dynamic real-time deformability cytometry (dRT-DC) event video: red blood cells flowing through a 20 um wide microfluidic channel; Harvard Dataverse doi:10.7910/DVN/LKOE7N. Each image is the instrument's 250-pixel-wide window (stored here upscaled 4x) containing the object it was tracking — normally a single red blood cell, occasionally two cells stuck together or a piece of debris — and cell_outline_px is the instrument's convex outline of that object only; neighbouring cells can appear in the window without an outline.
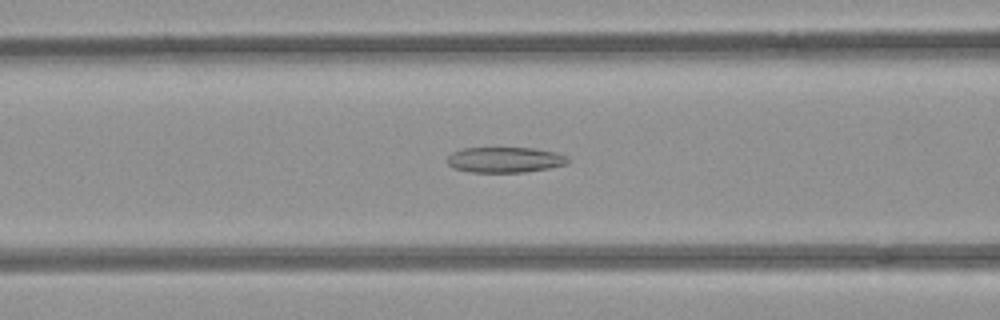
{"species": "common noctule bat (a hibernating species)", "species_latin": "Nyctalus noctula", "temperature_condition": "room temperature", "stored_images_in_passage": 52, "camera_frame_rate_fps": 3000, "um_per_image_px": 0.085, "animal": {"sex": "female", "body_mass_g": 21.9}, "frame": {"image": 1, "passage_image": 21, "time_ms": 6.667, "image_size_px": [1000, 320], "cell_outline_px": [[568, 164], [548, 168], [524, 172], [468, 172], [452, 168], [448, 164], [448, 156], [452, 152], [464, 148], [536, 148], [556, 152], [568, 156]], "centroid_in_image_um": [42.92, 13.58], "position_along_channel_um": 123.7, "area_um2": 18.03}}
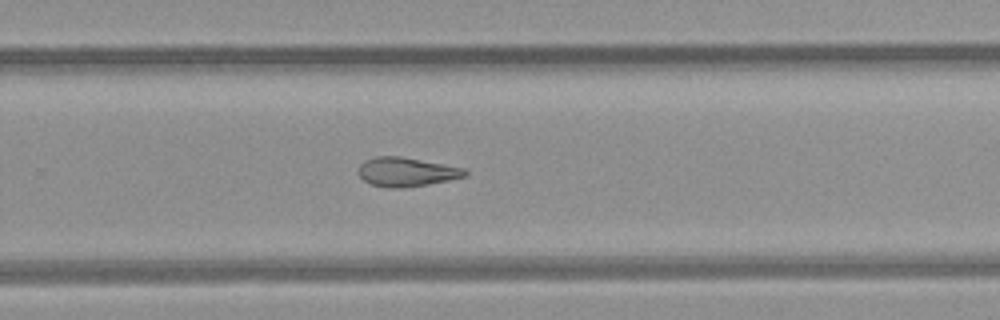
{"frame": {"image": 2, "passage_image": 34, "time_ms": 11.0, "image_size_px": [1000, 320], "cell_outline_px": [[468, 172], [464, 176], [448, 180], [428, 184], [404, 188], [384, 188], [372, 184], [364, 180], [360, 176], [360, 164], [364, 160], [376, 156], [400, 156], [464, 168]], "centroid_in_image_um": [34.52, 14.62], "position_along_channel_um": 295.3, "area_um2": 17.86}}
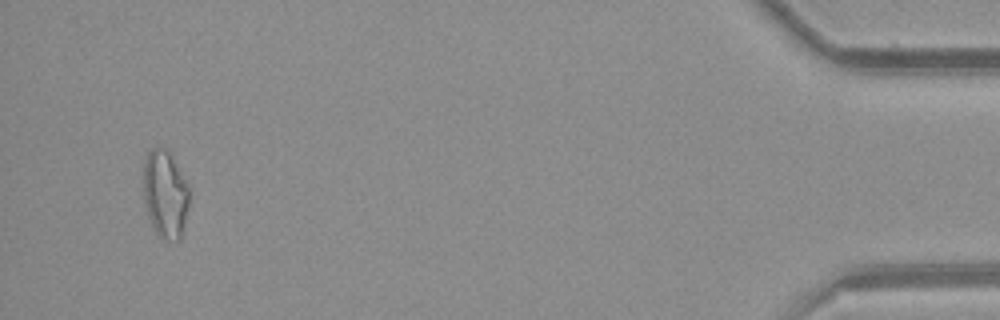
{"frame": {"image": 3, "passage_image": 50, "time_ms": 16.333, "image_size_px": [1000, 320], "cell_outline_px": [[188, 204], [180, 240], [164, 240], [156, 236], [148, 216], [144, 200], [144, 160], [148, 152], [152, 148], [164, 148], [168, 152], [184, 180], [188, 188]], "centroid_in_image_um": [14.0, 16.56], "position_along_channel_um": 421.2, "area_um2": 22.89}, "authors_computed_cell_mechanics": {"area_um2": 20.5768, "velocity_mm_per_s": 3.964, "shape_relaxation_time_tau1_ms": null, "shape_relaxation_time_tau2_ms": 5.8787, "deformation_change_tau1": null, "deformation_change_tau2": 0.1557}}